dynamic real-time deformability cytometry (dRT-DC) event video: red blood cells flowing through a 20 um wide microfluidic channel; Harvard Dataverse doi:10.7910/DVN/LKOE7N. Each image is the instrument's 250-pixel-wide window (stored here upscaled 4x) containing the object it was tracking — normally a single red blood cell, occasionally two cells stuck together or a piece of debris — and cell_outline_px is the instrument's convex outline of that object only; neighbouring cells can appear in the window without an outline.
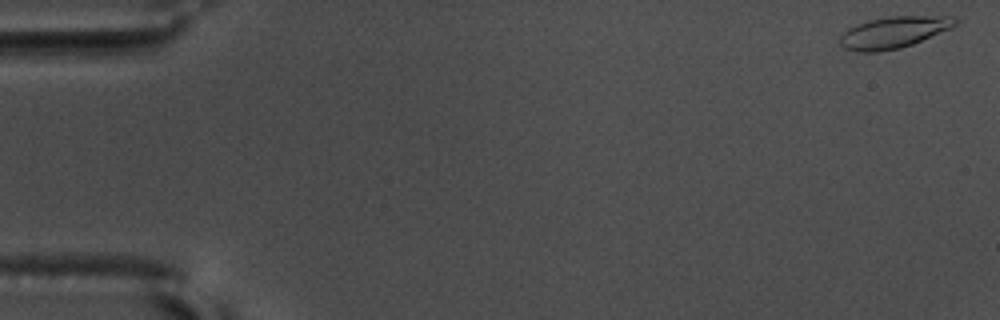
{"species": "common noctule bat (a hibernating species)", "species_latin": "Nyctalus noctula", "temperature_condition": "warm", "stored_images_in_passage": 56, "camera_frame_rate_fps": 3000, "um_per_image_px": 0.085, "animal": {"sex": "male", "body_mass_g": 17.5, "forearm_length_mm": 52.3}, "frame": {"image": 1, "passage_image": 1, "time_ms": 0.0, "image_size_px": [1000, 320], "cell_outline_px": [[956, 24], [952, 28], [912, 44], [900, 48], [880, 52], [856, 52], [844, 48], [840, 44], [840, 36], [848, 28], [856, 24], [868, 20], [888, 16], [952, 16], [956, 20]], "centroid_in_image_um": [75.93, 2.75], "position_along_channel_um": 9.1, "area_um2": 21.27}}
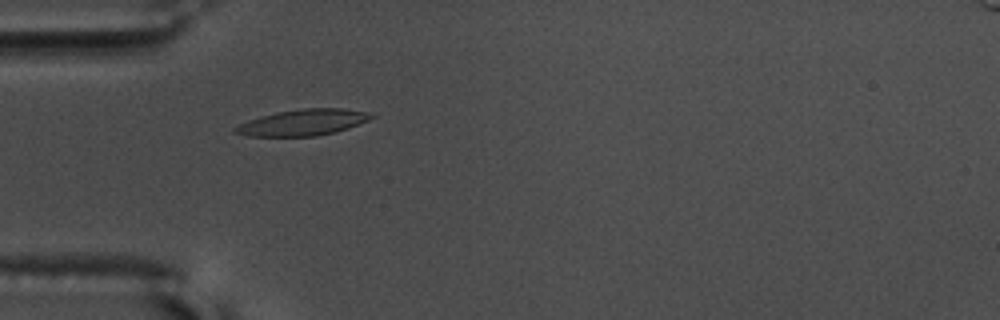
{"frame": {"image": 2, "passage_image": 17, "time_ms": 5.333, "image_size_px": [1000, 320], "cell_outline_px": [[376, 116], [368, 120], [348, 128], [336, 132], [316, 136], [248, 136], [232, 132], [232, 128], [240, 124], [276, 112], [304, 108], [340, 108], [368, 112]], "centroid_in_image_um": [25.77, 10.41], "position_along_channel_um": 59.2, "area_um2": 20.52}}
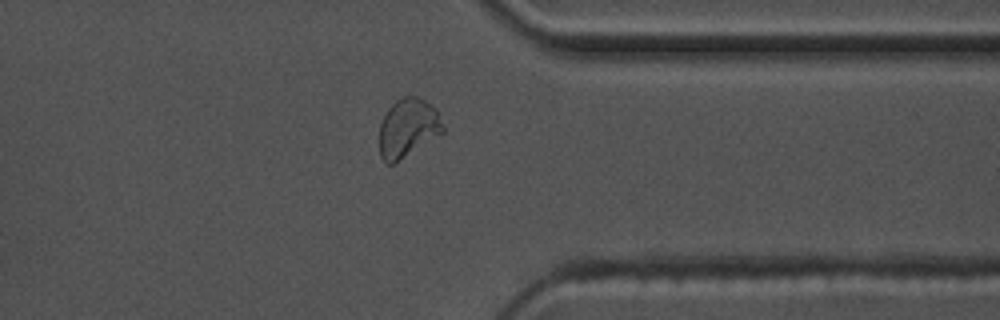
{"frame": {"image": 3, "passage_image": 44, "time_ms": 14.333, "image_size_px": [1000, 320], "cell_outline_px": [[444, 132], [392, 164], [384, 164], [380, 156], [380, 124], [388, 108], [396, 100], [404, 96], [416, 96], [424, 100], [436, 108], [444, 128]], "centroid_in_image_um": [34.66, 10.87], "position_along_channel_um": 376.7, "area_um2": 21.5}, "authors_computed_cell_mechanics": {"area_um2": 20.1144, "velocity_mm_per_s": 3.6273, "shape_relaxation_time_tau1_ms": 3.984, "shape_relaxation_time_tau2_ms": 1.5198, "deformation_change_tau1": 0.1674, "deformation_change_tau2": 0.071}}